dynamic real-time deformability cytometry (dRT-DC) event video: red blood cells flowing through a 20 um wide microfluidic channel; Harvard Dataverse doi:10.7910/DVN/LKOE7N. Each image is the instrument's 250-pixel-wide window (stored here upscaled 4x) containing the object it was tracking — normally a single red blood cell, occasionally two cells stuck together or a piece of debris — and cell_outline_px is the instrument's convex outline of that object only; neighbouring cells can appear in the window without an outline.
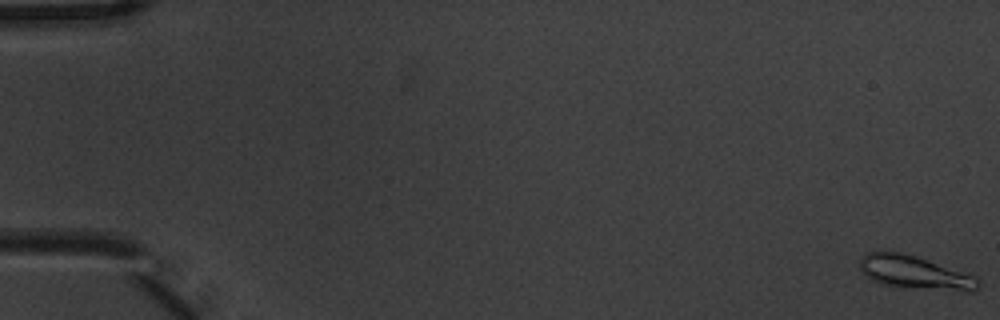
{"species": "common noctule bat (a hibernating species)", "species_latin": "Nyctalus noctula", "temperature_condition": "warm", "stored_images_in_passage": 5, "camera_frame_rate_fps": 3000, "um_per_image_px": 0.085, "animal": {"sex": "male", "body_mass_g": 20.1, "forearm_length_mm": 53.5}, "frame": {"image": 1, "passage_image": 1, "time_ms": 0.0, "image_size_px": [1000, 320], "cell_outline_px": [[980, 284], [972, 292], [964, 292], [900, 288], [880, 284], [864, 276], [860, 268], [860, 256], [868, 252], [904, 252], [916, 256], [972, 276], [980, 280]], "centroid_in_image_um": [77.7, 23.2], "position_along_channel_um": 7.3, "area_um2": 23.24}}